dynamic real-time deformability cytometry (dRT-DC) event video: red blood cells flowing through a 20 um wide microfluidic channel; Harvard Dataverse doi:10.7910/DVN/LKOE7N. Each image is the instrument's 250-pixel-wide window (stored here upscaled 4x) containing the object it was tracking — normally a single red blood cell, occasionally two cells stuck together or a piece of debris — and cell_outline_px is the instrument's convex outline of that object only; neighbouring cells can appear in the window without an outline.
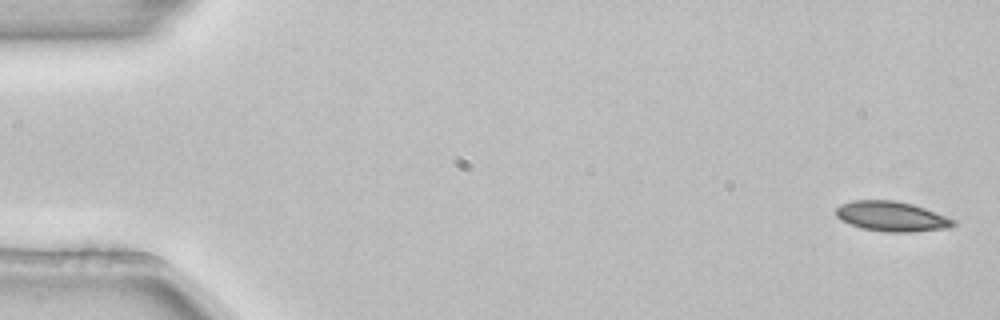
{"species": "common noctule bat (a hibernating species)", "species_latin": "Nyctalus noctula", "temperature_condition": "room temperature", "stored_images_in_passage": 4, "camera_frame_rate_fps": 3000, "um_per_image_px": 0.085, "animal": {"sex": "female", "body_mass_g": 22.7, "forearm_length_mm": 54.2}, "frame": {"image": 1, "passage_image": 1, "time_ms": 0.0, "image_size_px": [1000, 320], "cell_outline_px": [[956, 224], [952, 228], [912, 232], [884, 232], [860, 228], [848, 224], [840, 220], [836, 216], [836, 208], [840, 204], [852, 200], [892, 200], [912, 204], [924, 208], [956, 220]], "centroid_in_image_um": [75.77, 18.41], "position_along_channel_um": 9.2, "area_um2": 20.75}}
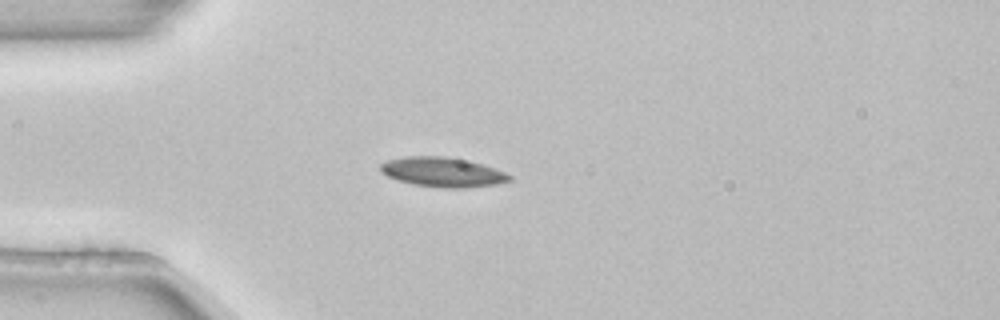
{"frame": {"image": 2, "passage_image": 4, "time_ms": 1.0, "image_size_px": [1000, 320], "cell_outline_px": [[512, 180], [496, 184], [468, 188], [440, 188], [412, 184], [396, 180], [388, 176], [380, 168], [380, 164], [388, 160], [404, 156], [444, 156], [480, 164], [504, 172], [512, 176]], "centroid_in_image_um": [37.6, 14.64], "position_along_channel_um": 47.4, "area_um2": 22.08}}